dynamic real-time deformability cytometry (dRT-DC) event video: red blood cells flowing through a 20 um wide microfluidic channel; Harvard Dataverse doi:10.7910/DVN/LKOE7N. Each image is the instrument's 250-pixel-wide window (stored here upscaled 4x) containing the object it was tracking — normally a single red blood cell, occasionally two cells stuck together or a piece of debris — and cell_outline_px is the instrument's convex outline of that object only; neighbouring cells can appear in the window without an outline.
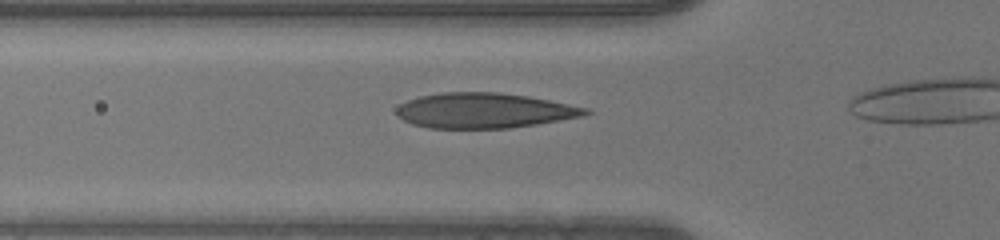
{"species": "human", "species_latin": "Homo sapiens", "temperature_condition": "warm", "stored_images_in_passage": 17, "camera_frame_rate_fps": 3000, "um_per_image_px": 0.085, "donor": {"sex": "male"}, "frame": {"image": 1, "passage_image": 12, "time_ms": 3.667, "image_size_px": [1000, 240], "cell_outline_px": [[592, 112], [584, 116], [536, 124], [508, 128], [428, 128], [412, 124], [404, 120], [396, 112], [396, 108], [400, 104], [408, 100], [420, 96], [440, 92], [496, 92], [528, 96], [588, 108]], "centroid_in_image_um": [41.15, 9.39], "position_along_channel_um": 84.7, "area_um2": 38.61}}
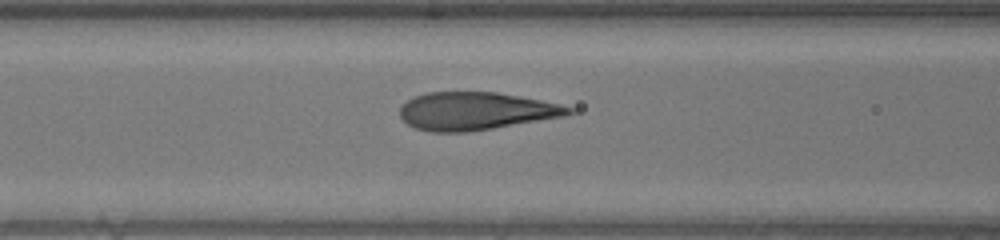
{"frame": {"image": 2, "passage_image": 15, "time_ms": 4.667, "image_size_px": [1000, 240], "cell_outline_px": [[576, 112], [568, 116], [468, 132], [432, 132], [416, 128], [408, 124], [400, 116], [400, 108], [408, 100], [416, 96], [428, 92], [496, 92], [520, 96], [560, 104], [576, 108]], "centroid_in_image_um": [40.51, 9.44], "position_along_channel_um": 126.1, "area_um2": 37.28}}